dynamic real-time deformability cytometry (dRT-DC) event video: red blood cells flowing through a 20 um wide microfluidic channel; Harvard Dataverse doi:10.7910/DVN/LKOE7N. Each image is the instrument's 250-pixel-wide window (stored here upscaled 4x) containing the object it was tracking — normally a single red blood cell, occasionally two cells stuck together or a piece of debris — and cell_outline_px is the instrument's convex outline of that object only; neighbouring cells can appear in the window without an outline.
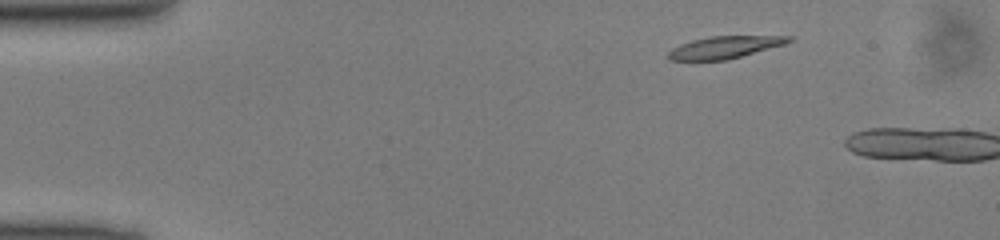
{"species": "common noctule bat (a hibernating species)", "species_latin": "Nyctalus noctula", "temperature_condition": "cold", "stored_images_in_passage": 3, "camera_frame_rate_fps": 3000, "um_per_image_px": 0.085, "animal": {"sex": "male", "body_mass_g": 13.0, "forearm_length_mm": 53.1}, "frame": {"image": 1, "passage_image": 2, "time_ms": 0.333, "image_size_px": [1000, 240], "cell_outline_px": [[796, 40], [784, 44], [728, 60], [668, 60], [668, 52], [672, 48], [680, 44], [692, 40], [712, 36], [792, 36]], "centroid_in_image_um": [61.61, 4.02], "position_along_channel_um": 23.4, "area_um2": 15.55}}